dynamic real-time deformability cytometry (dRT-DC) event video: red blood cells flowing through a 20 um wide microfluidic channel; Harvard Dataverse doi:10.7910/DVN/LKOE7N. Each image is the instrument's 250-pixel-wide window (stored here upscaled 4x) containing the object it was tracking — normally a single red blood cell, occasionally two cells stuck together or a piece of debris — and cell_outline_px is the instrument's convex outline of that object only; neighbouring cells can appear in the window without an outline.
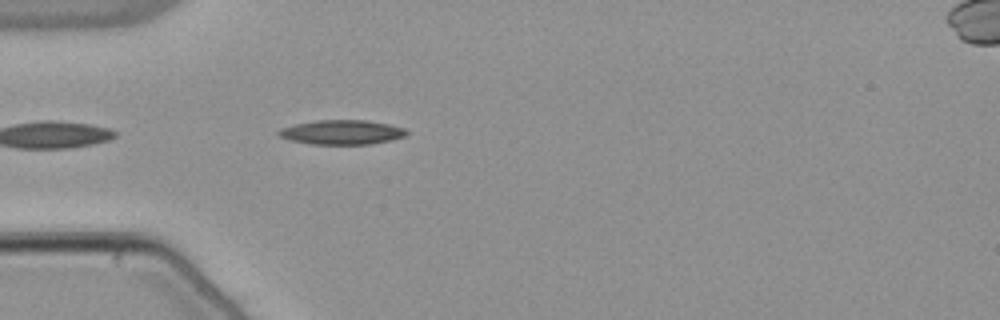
{"species": "common noctule bat (a hibernating species)", "species_latin": "Nyctalus noctula", "temperature_condition": "warm", "stored_images_in_passage": 5, "camera_frame_rate_fps": 3000, "um_per_image_px": 0.085, "animal": {"sex": "male", "body_mass_g": 21.5, "forearm_length_mm": 52.0}, "frame": {"image": 1, "passage_image": 2, "time_ms": 0.333, "image_size_px": [1000, 320], "cell_outline_px": [[408, 132], [404, 136], [392, 140], [372, 144], [312, 144], [288, 140], [280, 136], [276, 132], [280, 128], [296, 124], [316, 120], [368, 120], [388, 124], [404, 128]], "centroid_in_image_um": [29.04, 11.24], "position_along_channel_um": 56.0, "area_um2": 18.26}}